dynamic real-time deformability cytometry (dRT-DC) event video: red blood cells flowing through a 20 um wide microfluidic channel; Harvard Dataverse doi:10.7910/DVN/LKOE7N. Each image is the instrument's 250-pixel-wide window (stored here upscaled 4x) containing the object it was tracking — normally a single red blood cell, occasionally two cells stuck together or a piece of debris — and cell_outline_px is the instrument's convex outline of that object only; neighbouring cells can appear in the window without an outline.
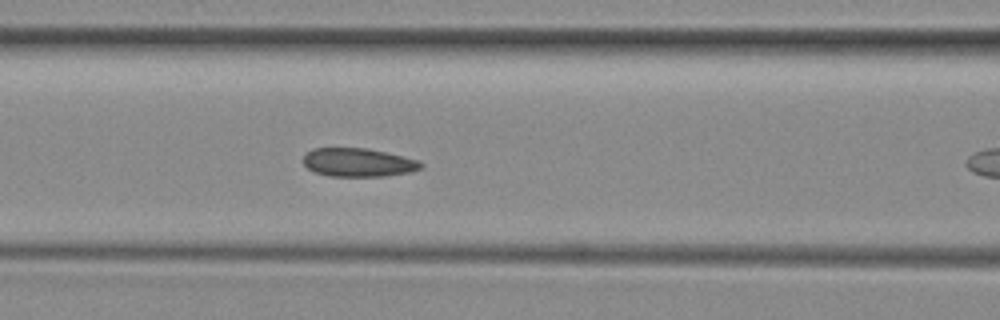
{"species": "common noctule bat (a hibernating species)", "species_latin": "Nyctalus noctula", "temperature_condition": "room temperature", "stored_images_in_passage": 11, "camera_frame_rate_fps": 3000, "um_per_image_px": 0.085, "animal": {"sex": "female", "body_mass_g": 29.2, "forearm_length_mm": 56.3}, "frame": {"image": 1, "passage_image": 10, "time_ms": 3.0, "image_size_px": [1000, 320], "cell_outline_px": [[424, 164], [420, 168], [408, 172], [384, 176], [328, 176], [316, 172], [308, 168], [304, 164], [304, 152], [312, 148], [368, 148], [416, 160]], "centroid_in_image_um": [30.38, 13.8], "position_along_channel_um": 136.2, "area_um2": 19.31}}